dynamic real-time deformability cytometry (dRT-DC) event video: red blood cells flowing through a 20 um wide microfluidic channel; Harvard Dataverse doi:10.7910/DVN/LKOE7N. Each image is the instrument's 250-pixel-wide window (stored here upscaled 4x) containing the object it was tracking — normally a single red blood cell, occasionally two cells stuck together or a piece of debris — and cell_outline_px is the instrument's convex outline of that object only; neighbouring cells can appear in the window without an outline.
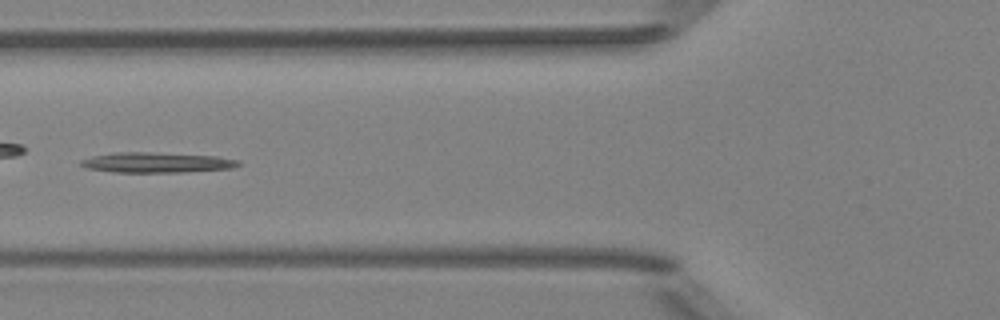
{"species": "Egyptian fruit bat (a non-hibernating species)", "species_latin": "Rousettus aegyptiacus", "temperature_condition": "room temperature", "stored_images_in_passage": 6, "camera_frame_rate_fps": 3000, "um_per_image_px": 0.085, "animal": {"sex": "female"}, "frame": {"image": 1, "passage_image": 5, "time_ms": 4.667, "image_size_px": [1000, 320], "cell_outline_px": [[240, 164], [232, 168], [184, 172], [112, 172], [88, 168], [80, 164], [80, 160], [92, 156], [112, 152], [152, 152], [216, 156], [240, 160]], "centroid_in_image_um": [13.31, 13.8], "position_along_channel_um": 112.5, "area_um2": 18.61}}
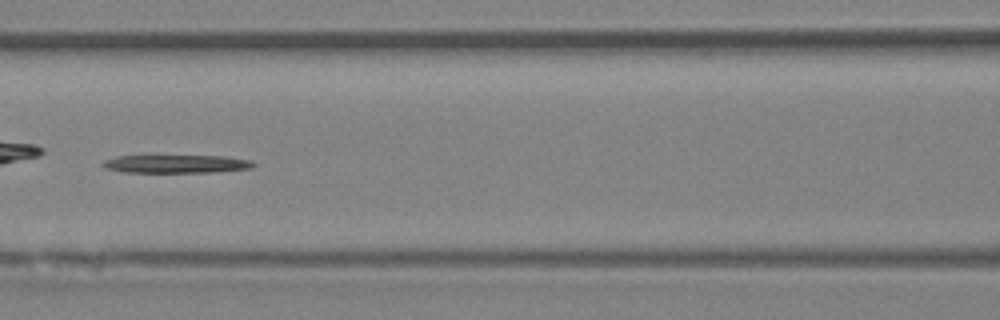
{"frame": {"image": 2, "passage_image": 6, "time_ms": 5.667, "image_size_px": [1000, 320], "cell_outline_px": [[256, 164], [252, 168], [212, 172], [124, 172], [104, 168], [100, 164], [104, 160], [116, 156], [228, 156], [252, 160]], "centroid_in_image_um": [14.99, 13.93], "position_along_channel_um": 151.6, "area_um2": 15.95}}